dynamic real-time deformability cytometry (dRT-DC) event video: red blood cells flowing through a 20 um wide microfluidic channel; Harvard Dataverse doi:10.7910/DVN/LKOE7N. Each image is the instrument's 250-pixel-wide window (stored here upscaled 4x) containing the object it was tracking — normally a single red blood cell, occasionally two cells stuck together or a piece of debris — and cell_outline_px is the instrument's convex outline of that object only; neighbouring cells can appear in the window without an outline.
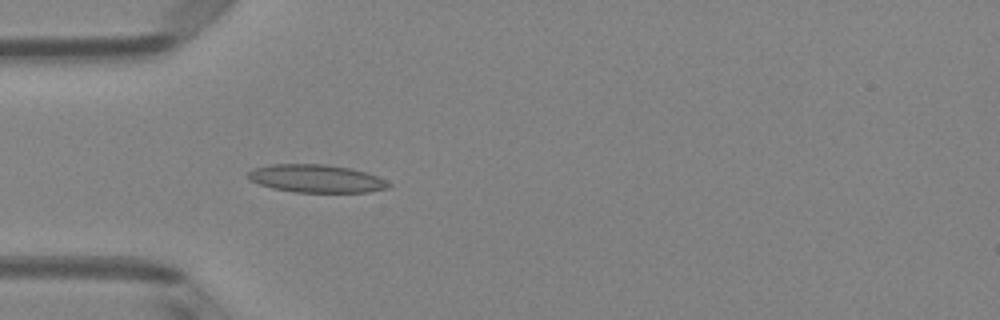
{"species": "Egyptian fruit bat (a non-hibernating species)", "species_latin": "Rousettus aegyptiacus", "temperature_condition": "room temperature", "stored_images_in_passage": 49, "camera_frame_rate_fps": 3000, "um_per_image_px": 0.085, "animal": {"sex": "female"}, "frame": {"image": 1, "passage_image": 14, "time_ms": 4.333, "image_size_px": [1000, 320], "cell_outline_px": [[392, 188], [368, 192], [292, 192], [272, 188], [248, 180], [248, 172], [252, 168], [268, 164], [324, 164], [352, 168], [376, 176], [392, 184]], "centroid_in_image_um": [26.87, 15.18], "position_along_channel_um": 58.1, "area_um2": 23.06}}
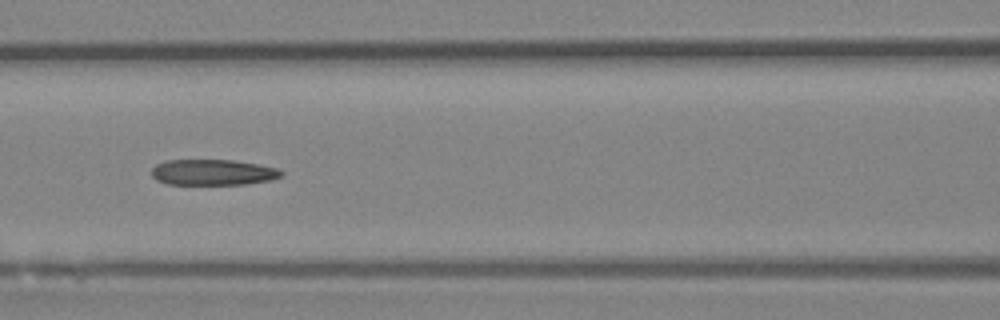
{"frame": {"image": 2, "passage_image": 21, "time_ms": 6.667, "image_size_px": [1000, 320], "cell_outline_px": [[284, 176], [272, 180], [244, 184], [168, 184], [156, 180], [152, 176], [152, 168], [156, 164], [168, 160], [232, 160], [256, 164], [276, 168], [284, 172]], "centroid_in_image_um": [18.11, 14.65], "position_along_channel_um": 148.5, "area_um2": 19.48}}
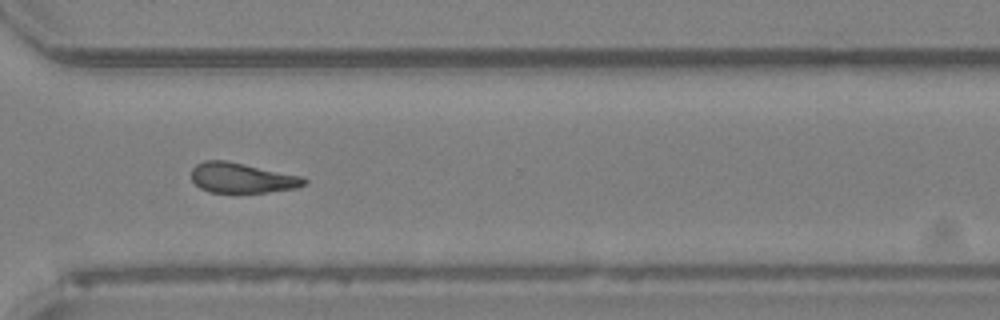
{"frame": {"image": 3, "passage_image": 36, "time_ms": 11.667, "image_size_px": [1000, 320], "cell_outline_px": [[308, 184], [296, 188], [268, 192], [208, 192], [200, 188], [192, 180], [192, 168], [196, 164], [204, 160], [224, 160], [304, 176], [308, 180]], "centroid_in_image_um": [20.6, 15.12], "position_along_channel_um": 350.0, "area_um2": 19.88}, "authors_computed_cell_mechanics": {"area_um2": 20.4612, "velocity_mm_per_s": 4.0336, "shape_relaxation_time_tau1_ms": null, "shape_relaxation_time_tau2_ms": 11.1851, "deformation_change_tau1": null, "deformation_change_tau2": 0.2468}}